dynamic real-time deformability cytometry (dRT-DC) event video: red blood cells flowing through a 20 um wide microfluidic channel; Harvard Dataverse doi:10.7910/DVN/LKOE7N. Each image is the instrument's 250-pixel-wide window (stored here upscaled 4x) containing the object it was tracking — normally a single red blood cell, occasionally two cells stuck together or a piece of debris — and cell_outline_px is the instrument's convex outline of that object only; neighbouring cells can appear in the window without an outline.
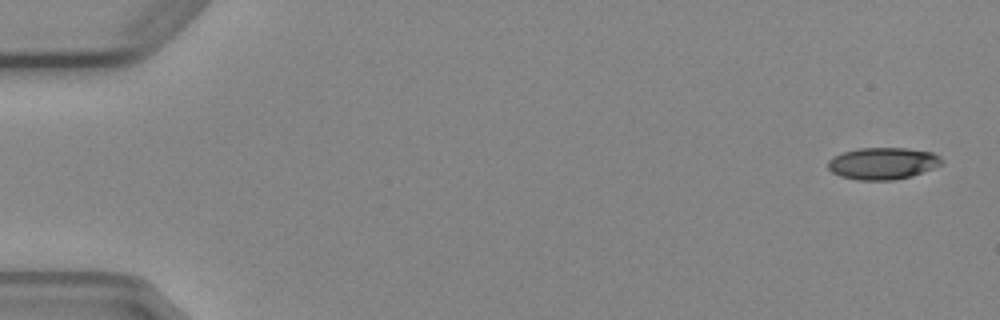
{"species": "Egyptian fruit bat (a non-hibernating species)", "species_latin": "Rousettus aegyptiacus", "temperature_condition": "cold", "stored_images_in_passage": 6, "segment_of_instrument_passage": [1, 2], "camera_frame_rate_fps": 3000, "um_per_image_px": 0.085, "animal": {"sex": "female"}, "frame": {"image": 1, "passage_image": 1, "time_ms": 0.0, "image_size_px": [1000, 320], "cell_outline_px": [[944, 160], [940, 164], [932, 168], [912, 176], [892, 180], [856, 180], [840, 176], [832, 172], [828, 168], [828, 160], [832, 156], [844, 152], [860, 148], [904, 148], [932, 152], [940, 156]], "centroid_in_image_um": [75.01, 13.89], "position_along_channel_um": 10.0, "area_um2": 21.1}}
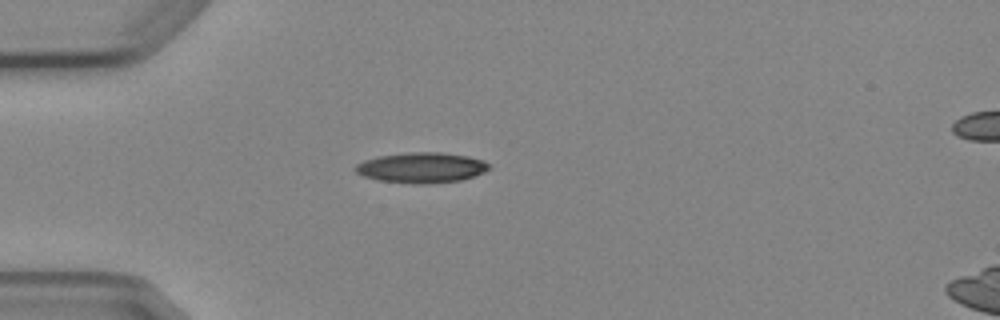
{"frame": {"image": 2, "passage_image": 5, "time_ms": 4.333, "image_size_px": [1000, 320], "cell_outline_px": [[492, 168], [484, 172], [460, 180], [428, 184], [412, 184], [380, 180], [364, 176], [356, 172], [356, 164], [364, 160], [376, 156], [408, 152], [444, 152], [468, 156], [484, 160]], "centroid_in_image_um": [35.84, 14.24], "position_along_channel_um": 49.2, "area_um2": 23.76}}